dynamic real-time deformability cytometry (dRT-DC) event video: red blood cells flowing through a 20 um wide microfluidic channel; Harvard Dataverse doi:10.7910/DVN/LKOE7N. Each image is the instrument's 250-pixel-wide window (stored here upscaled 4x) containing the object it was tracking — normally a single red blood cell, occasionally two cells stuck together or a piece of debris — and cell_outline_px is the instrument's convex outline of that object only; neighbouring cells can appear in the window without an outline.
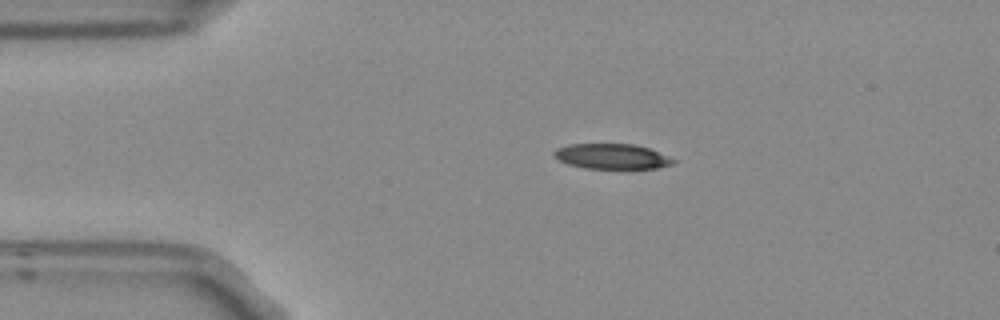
{"species": "Egyptian fruit bat (a non-hibernating species)", "species_latin": "Rousettus aegyptiacus", "temperature_condition": "room temperature", "stored_images_in_passage": 4, "camera_frame_rate_fps": 3000, "um_per_image_px": 0.085, "frame": {"image": 1, "passage_image": 3, "time_ms": 0.667, "image_size_px": [1000, 320], "cell_outline_px": [[676, 160], [672, 164], [656, 168], [584, 168], [568, 164], [560, 160], [552, 152], [556, 148], [568, 144], [636, 144], [648, 148]], "centroid_in_image_um": [51.98, 13.28], "position_along_channel_um": 33.0, "area_um2": 17.28}}